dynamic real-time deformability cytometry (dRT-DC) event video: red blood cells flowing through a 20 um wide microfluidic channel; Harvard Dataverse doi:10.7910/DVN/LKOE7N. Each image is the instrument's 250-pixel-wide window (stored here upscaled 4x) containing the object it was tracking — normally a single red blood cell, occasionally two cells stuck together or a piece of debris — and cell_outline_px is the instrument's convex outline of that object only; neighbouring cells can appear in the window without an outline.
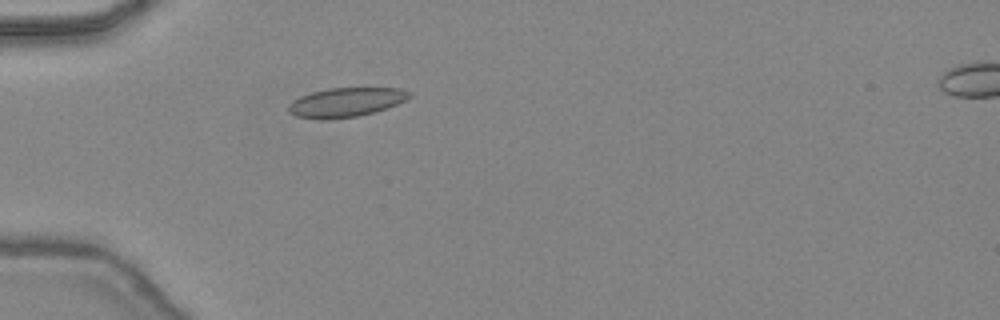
{"species": "common noctule bat (a hibernating species)", "species_latin": "Nyctalus noctula", "temperature_condition": "warm", "stored_images_in_passage": 44, "camera_frame_rate_fps": 3000, "um_per_image_px": 0.085, "animal": {"sex": "female", "body_mass_g": 24.6, "forearm_length_mm": 56.2}, "frame": {"image": 1, "passage_image": 12, "time_ms": 3.667, "image_size_px": [1000, 320], "cell_outline_px": [[412, 96], [396, 104], [376, 112], [360, 116], [324, 120], [320, 120], [296, 116], [288, 112], [288, 104], [292, 100], [300, 96], [312, 92], [328, 88], [400, 88], [412, 92]], "centroid_in_image_um": [29.38, 8.7], "position_along_channel_um": 55.6, "area_um2": 20.81}}
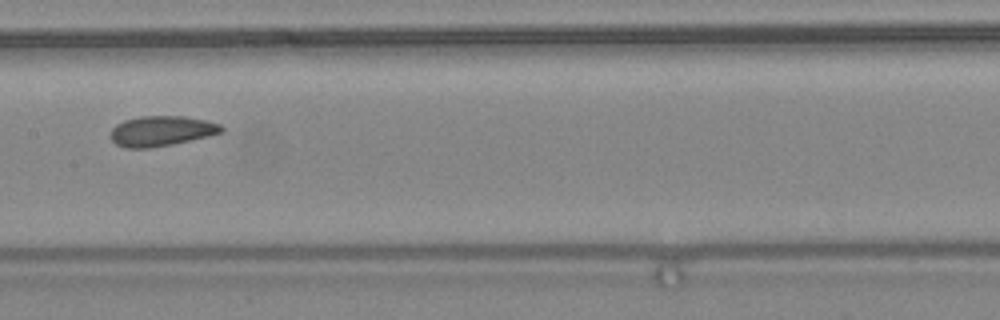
{"frame": {"image": 2, "passage_image": 22, "time_ms": 7.0, "image_size_px": [1000, 320], "cell_outline_px": [[224, 132], [208, 136], [172, 144], [148, 148], [124, 148], [116, 144], [108, 136], [112, 128], [116, 124], [124, 120], [140, 116], [184, 116], [204, 120], [220, 124], [224, 128]], "centroid_in_image_um": [13.68, 11.13], "position_along_channel_um": 193.7, "area_um2": 19.59}}
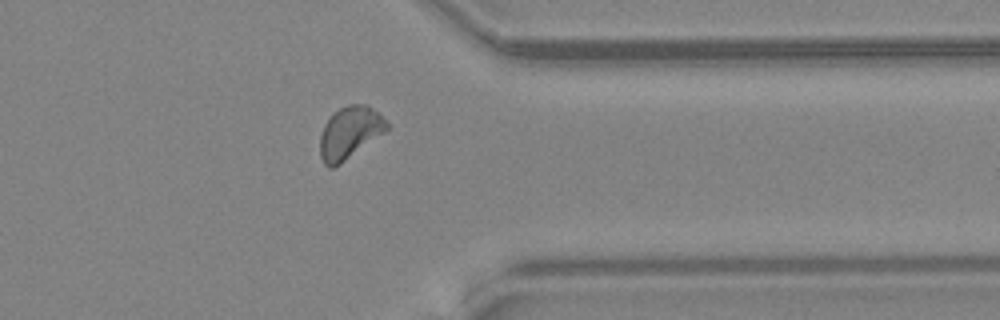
{"frame": {"image": 3, "passage_image": 35, "time_ms": 11.333, "image_size_px": [1000, 320], "cell_outline_px": [[388, 128], [384, 132], [340, 164], [332, 168], [328, 168], [324, 164], [320, 156], [320, 136], [324, 124], [340, 108], [348, 104], [368, 104], [388, 120]], "centroid_in_image_um": [29.73, 11.27], "position_along_channel_um": 381.7, "area_um2": 20.17}, "authors_computed_cell_mechanics": {"area_um2": 19.652, "velocity_mm_per_s": 4.4735, "shape_relaxation_time_tau1_ms": 8.0595, "shape_relaxation_time_tau2_ms": 2.0187, "deformation_change_tau1": 0.134, "deformation_change_tau2": 0.0695}}